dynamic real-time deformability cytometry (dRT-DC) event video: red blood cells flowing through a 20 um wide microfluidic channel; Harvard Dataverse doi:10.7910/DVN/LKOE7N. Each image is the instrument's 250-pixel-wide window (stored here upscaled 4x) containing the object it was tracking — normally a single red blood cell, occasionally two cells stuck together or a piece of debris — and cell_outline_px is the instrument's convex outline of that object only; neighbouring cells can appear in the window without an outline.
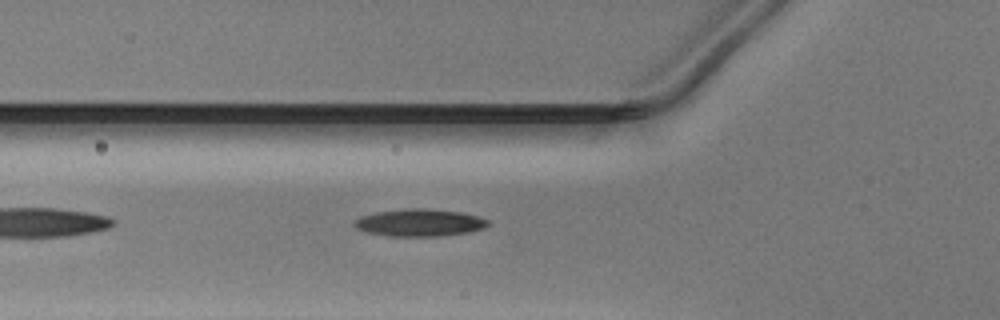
{"species": "Egyptian fruit bat (a non-hibernating species)", "species_latin": "Rousettus aegyptiacus", "temperature_condition": "warm", "stored_images_in_passage": 35, "camera_frame_rate_fps": 3000, "um_per_image_px": 0.085, "animal": {"sex": "male"}, "frame": {"image": 1, "passage_image": 2, "time_ms": 0.333, "image_size_px": [1000, 320], "cell_outline_px": [[492, 224], [484, 228], [468, 232], [444, 236], [388, 236], [364, 232], [356, 228], [352, 224], [352, 220], [360, 216], [376, 212], [412, 208], [424, 208], [460, 212], [480, 216], [488, 220]], "centroid_in_image_um": [35.65, 18.93], "position_along_channel_um": 90.2, "area_um2": 21.56}}
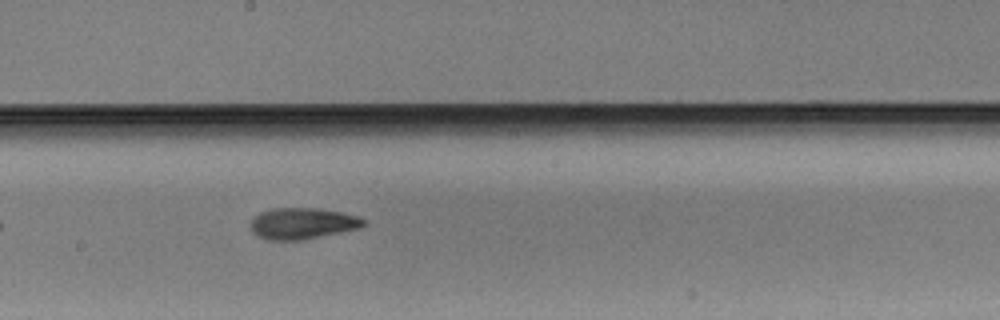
{"frame": {"image": 2, "passage_image": 12, "time_ms": 3.667, "image_size_px": [1000, 320], "cell_outline_px": [[368, 224], [360, 228], [300, 240], [268, 240], [256, 236], [252, 232], [252, 220], [260, 212], [272, 208], [316, 208], [340, 212], [356, 216], [368, 220]], "centroid_in_image_um": [25.73, 18.99], "position_along_channel_um": 222.5, "area_um2": 20.52}}
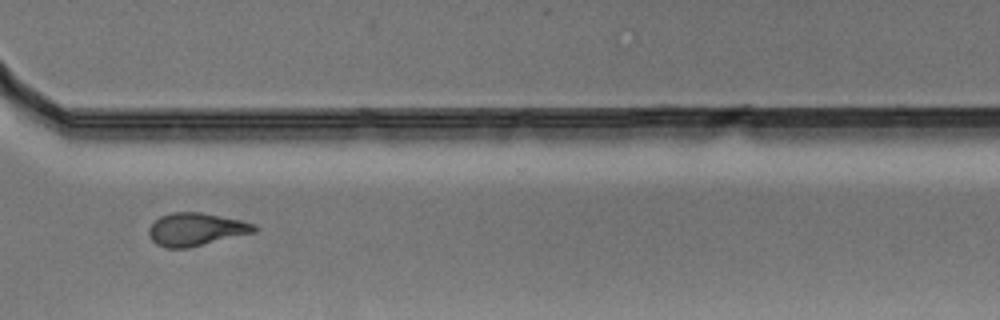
{"frame": {"image": 3, "passage_image": 22, "time_ms": 7.0, "image_size_px": [1000, 320], "cell_outline_px": [[260, 228], [256, 232], [188, 248], [164, 248], [156, 244], [148, 236], [148, 228], [160, 216], [172, 212], [200, 212], [240, 220], [256, 224]], "centroid_in_image_um": [16.66, 19.5], "position_along_channel_um": 353.9, "area_um2": 20.35}}